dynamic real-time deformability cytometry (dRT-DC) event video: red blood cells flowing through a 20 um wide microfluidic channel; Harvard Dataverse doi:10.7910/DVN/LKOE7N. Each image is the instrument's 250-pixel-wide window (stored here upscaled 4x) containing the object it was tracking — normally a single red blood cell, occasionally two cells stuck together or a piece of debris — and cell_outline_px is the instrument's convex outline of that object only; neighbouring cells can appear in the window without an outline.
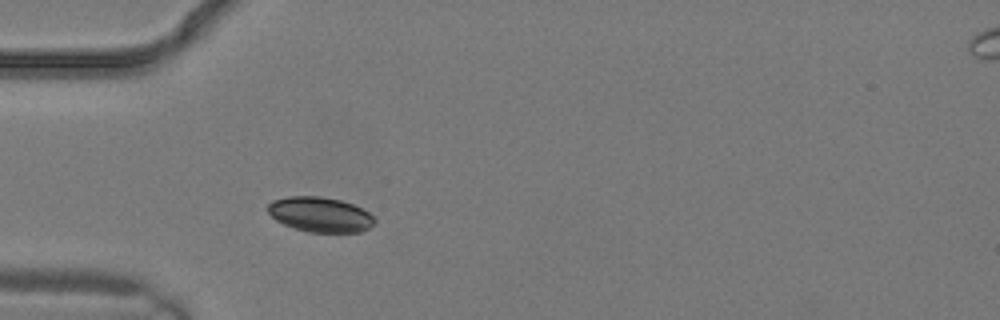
{"species": "common noctule bat (a hibernating species)", "species_latin": "Nyctalus noctula", "temperature_condition": "warm", "stored_images_in_passage": 15, "camera_frame_rate_fps": 3000, "um_per_image_px": 0.085, "animal": {"sex": "male", "body_mass_g": 19.2, "forearm_length_mm": 51.8}, "frame": {"image": 1, "passage_image": 5, "time_ms": 1.333, "image_size_px": [1000, 320], "cell_outline_px": [[376, 224], [360, 232], [308, 232], [284, 224], [276, 220], [264, 208], [272, 200], [288, 196], [320, 196], [340, 200], [352, 204], [368, 212], [376, 220]], "centroid_in_image_um": [27.19, 18.23], "position_along_channel_um": 57.8, "area_um2": 21.79}}
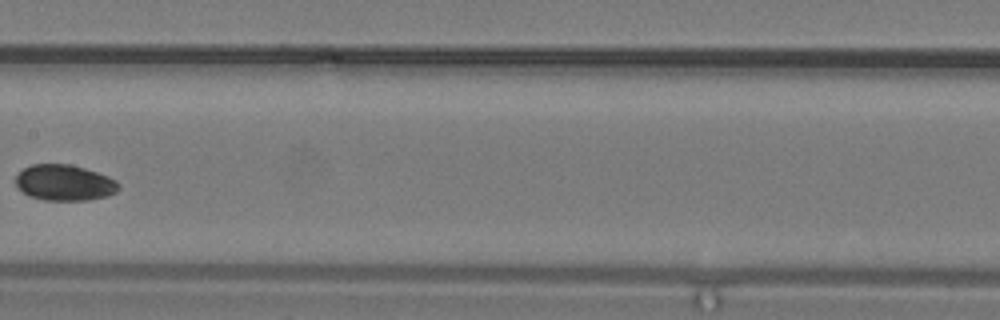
{"frame": {"image": 2, "passage_image": 11, "time_ms": 3.333, "image_size_px": [1000, 320], "cell_outline_px": [[120, 188], [116, 192], [108, 196], [88, 200], [44, 200], [28, 196], [16, 188], [16, 176], [24, 168], [32, 164], [72, 164], [108, 176], [116, 180], [120, 184]], "centroid_in_image_um": [5.48, 15.53], "position_along_channel_um": 201.9, "area_um2": 21.73}}
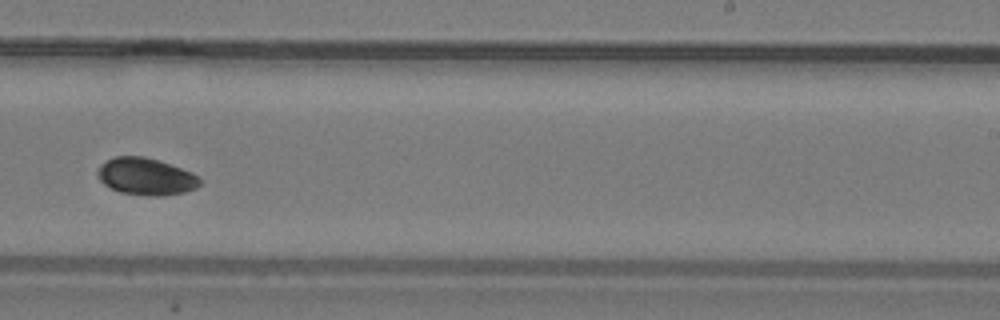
{"frame": {"image": 3, "passage_image": 14, "time_ms": 4.333, "image_size_px": [1000, 320], "cell_outline_px": [[200, 184], [196, 188], [184, 192], [164, 196], [148, 196], [120, 192], [104, 184], [96, 176], [96, 172], [100, 164], [116, 156], [144, 156], [192, 172], [200, 180]], "centroid_in_image_um": [12.37, 15.01], "position_along_channel_um": 276.6, "area_um2": 21.96}}